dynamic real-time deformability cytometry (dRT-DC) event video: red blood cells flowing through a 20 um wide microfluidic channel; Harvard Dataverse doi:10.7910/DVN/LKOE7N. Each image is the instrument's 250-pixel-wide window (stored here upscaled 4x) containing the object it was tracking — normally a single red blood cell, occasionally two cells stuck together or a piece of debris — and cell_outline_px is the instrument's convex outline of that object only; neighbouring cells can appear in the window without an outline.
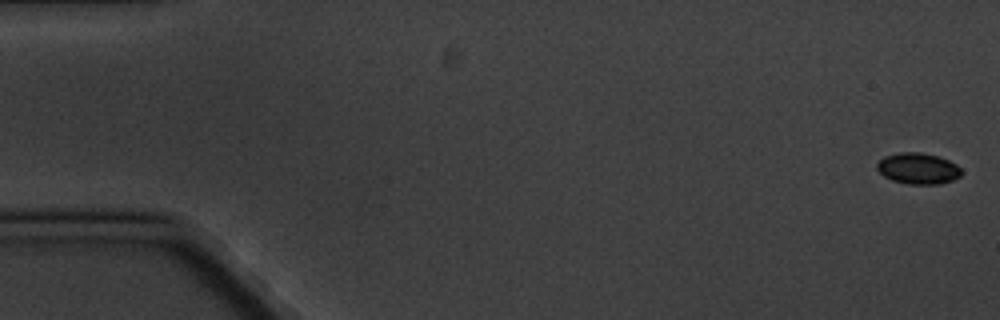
{"species": "common noctule bat (a hibernating species)", "species_latin": "Nyctalus noctula", "temperature_condition": "cold", "stored_images_in_passage": 8, "camera_frame_rate_fps": 3000, "um_per_image_px": 0.085, "animal": {"sex": "male", "body_mass_g": 20.1, "forearm_length_mm": 53.5}, "frame": {"image": 1, "passage_image": 1, "time_ms": 0.0, "image_size_px": [1000, 320], "cell_outline_px": [[964, 172], [960, 176], [952, 180], [940, 184], [908, 184], [892, 180], [884, 176], [876, 168], [876, 164], [884, 156], [896, 152], [920, 152], [940, 156], [956, 164]], "centroid_in_image_um": [78.04, 14.31], "position_along_channel_um": 7.0, "area_um2": 15.49}}
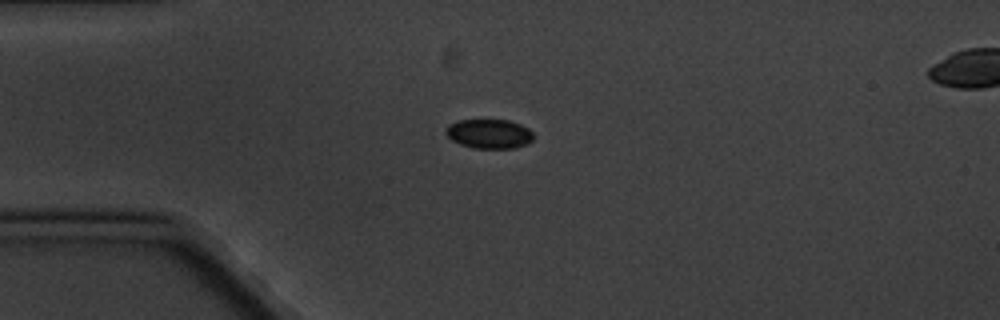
{"frame": {"image": 2, "passage_image": 5, "time_ms": 4.667, "image_size_px": [1000, 320], "cell_outline_px": [[532, 140], [528, 144], [516, 148], [472, 148], [460, 144], [452, 140], [444, 132], [444, 128], [448, 124], [456, 120], [508, 120], [520, 124], [528, 128], [532, 132]], "centroid_in_image_um": [41.55, 11.37], "position_along_channel_um": 43.5, "area_um2": 15.14}}